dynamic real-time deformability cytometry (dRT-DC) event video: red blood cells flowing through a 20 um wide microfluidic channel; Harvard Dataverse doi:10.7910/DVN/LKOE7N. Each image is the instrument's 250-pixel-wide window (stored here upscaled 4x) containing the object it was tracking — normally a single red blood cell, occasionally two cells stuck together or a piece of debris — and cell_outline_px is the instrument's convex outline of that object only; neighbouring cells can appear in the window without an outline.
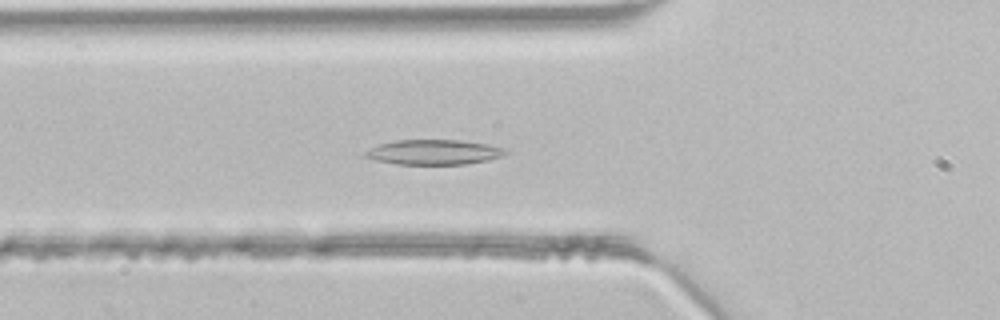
{"species": "common noctule bat (a hibernating species)", "species_latin": "Nyctalus noctula", "temperature_condition": "room temperature", "stored_images_in_passage": 47, "camera_frame_rate_fps": 3000, "um_per_image_px": 0.085, "animal": {"sex": "male", "body_mass_g": 21.5, "forearm_length_mm": 52.0}, "frame": {"image": 1, "passage_image": 16, "time_ms": 5.0, "image_size_px": [1000, 320], "cell_outline_px": [[508, 152], [504, 156], [488, 160], [468, 164], [396, 164], [376, 160], [364, 156], [364, 152], [380, 144], [396, 140], [460, 140], [488, 144], [508, 148]], "centroid_in_image_um": [36.95, 12.93], "position_along_channel_um": 88.8, "area_um2": 20.46}}
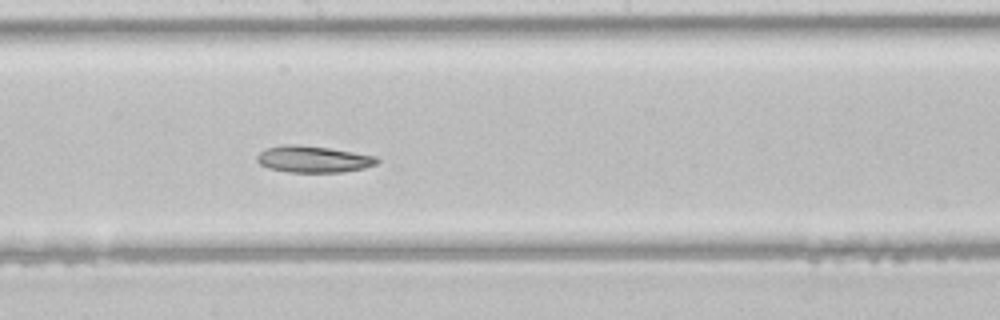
{"frame": {"image": 2, "passage_image": 25, "time_ms": 8.0, "image_size_px": [1000, 320], "cell_outline_px": [[380, 160], [376, 164], [364, 168], [344, 172], [288, 172], [268, 168], [260, 164], [256, 160], [256, 156], [260, 152], [268, 148], [284, 144], [292, 144], [328, 148], [376, 156]], "centroid_in_image_um": [26.62, 13.54], "position_along_channel_um": 221.6, "area_um2": 18.5}}
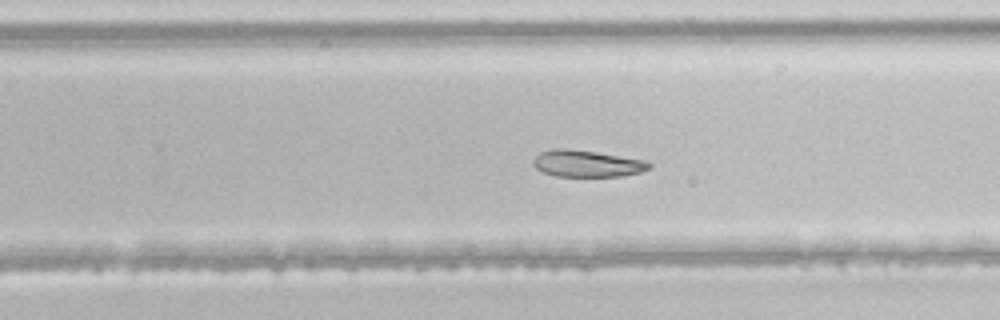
{"frame": {"image": 3, "passage_image": 29, "time_ms": 9.333, "image_size_px": [1000, 320], "cell_outline_px": [[652, 168], [640, 172], [620, 176], [556, 176], [544, 172], [536, 168], [532, 164], [532, 160], [540, 152], [552, 148], [564, 148], [596, 152], [644, 160], [652, 164]], "centroid_in_image_um": [49.87, 13.9], "position_along_channel_um": 279.9, "area_um2": 17.98}}